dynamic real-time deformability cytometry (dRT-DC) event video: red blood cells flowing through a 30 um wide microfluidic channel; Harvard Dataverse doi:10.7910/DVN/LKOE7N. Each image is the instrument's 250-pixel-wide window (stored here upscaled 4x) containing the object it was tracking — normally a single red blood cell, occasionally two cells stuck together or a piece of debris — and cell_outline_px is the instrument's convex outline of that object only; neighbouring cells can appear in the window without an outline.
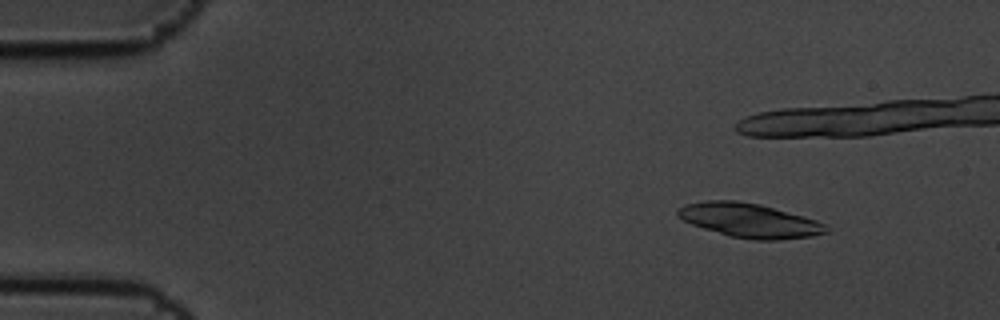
{"species": "common noctule bat (a hibernating species)", "species_latin": "Nyctalus noctula", "temperature_condition": "cold", "stored_images_in_passage": 9, "camera_frame_rate_fps": 3000, "um_per_image_px": 0.085, "animal": {"sex": "male", "body_mass_g": 19.5, "forearm_length_mm": 54.6}, "frame": {"image": 1, "passage_image": 2, "time_ms": 0.333, "image_size_px": [1000, 320], "cell_outline_px": [[828, 232], [812, 236], [776, 240], [752, 240], [732, 236], [704, 228], [692, 224], [684, 220], [676, 212], [684, 204], [708, 200], [736, 200], [760, 204], [816, 220], [824, 224], [828, 228]], "centroid_in_image_um": [63.72, 18.73], "position_along_channel_um": 21.3, "area_um2": 29.13}}
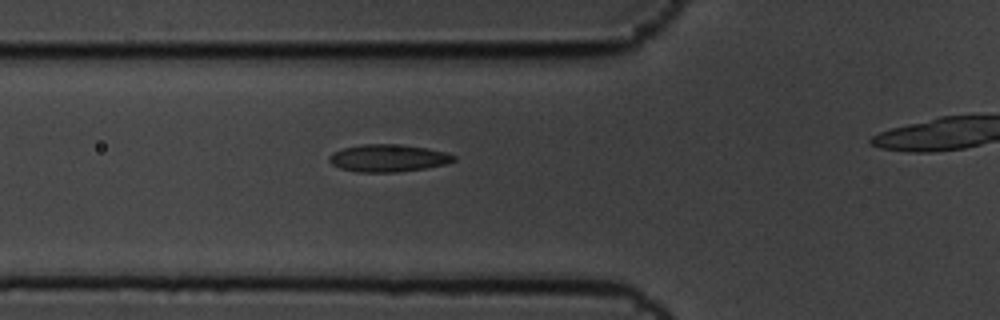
{"frame": {"image": 2, "passage_image": 9, "time_ms": 2.667, "image_size_px": [1000, 320], "cell_outline_px": [[456, 160], [448, 164], [424, 168], [396, 172], [356, 172], [340, 168], [332, 164], [328, 160], [328, 156], [332, 152], [344, 148], [364, 144], [392, 144], [424, 148], [444, 152], [456, 156]], "centroid_in_image_um": [32.96, 13.45], "position_along_channel_um": 92.8, "area_um2": 19.71}}